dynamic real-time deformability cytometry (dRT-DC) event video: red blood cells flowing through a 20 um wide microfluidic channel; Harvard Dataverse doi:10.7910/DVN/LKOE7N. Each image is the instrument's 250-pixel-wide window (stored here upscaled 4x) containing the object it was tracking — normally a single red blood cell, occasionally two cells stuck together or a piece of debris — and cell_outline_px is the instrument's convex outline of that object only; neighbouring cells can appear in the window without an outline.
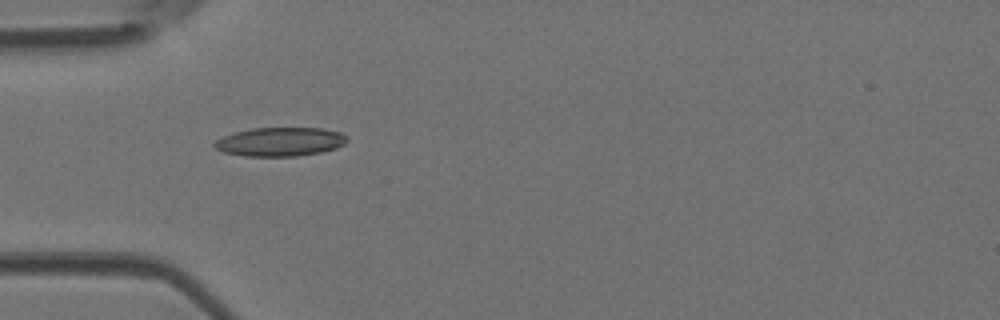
{"species": "Egyptian fruit bat (a non-hibernating species)", "species_latin": "Rousettus aegyptiacus", "temperature_condition": "room temperature", "stored_images_in_passage": 6, "camera_frame_rate_fps": 3000, "um_per_image_px": 0.085, "animal": {"sex": "female"}, "frame": {"image": 1, "passage_image": 5, "time_ms": 1.333, "image_size_px": [1000, 320], "cell_outline_px": [[348, 140], [344, 144], [336, 148], [320, 152], [296, 156], [244, 156], [224, 152], [216, 148], [212, 144], [216, 140], [224, 136], [236, 132], [252, 128], [320, 128], [340, 132]], "centroid_in_image_um": [23.8, 12.05], "position_along_channel_um": 61.2, "area_um2": 22.08}}
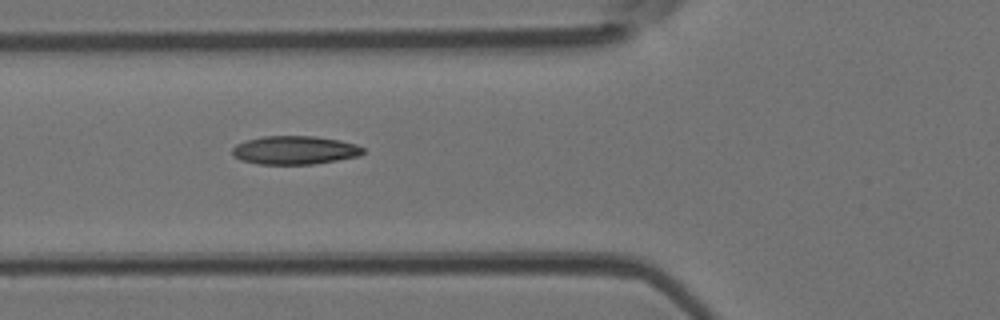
{"frame": {"image": 2, "passage_image": 6, "time_ms": 1.667, "image_size_px": [1000, 320], "cell_outline_px": [[364, 152], [360, 156], [312, 164], [260, 164], [240, 160], [232, 156], [232, 148], [236, 144], [248, 140], [264, 136], [316, 136], [340, 140], [356, 144], [364, 148]], "centroid_in_image_um": [25.05, 12.76], "position_along_channel_um": 100.7, "area_um2": 21.73}}